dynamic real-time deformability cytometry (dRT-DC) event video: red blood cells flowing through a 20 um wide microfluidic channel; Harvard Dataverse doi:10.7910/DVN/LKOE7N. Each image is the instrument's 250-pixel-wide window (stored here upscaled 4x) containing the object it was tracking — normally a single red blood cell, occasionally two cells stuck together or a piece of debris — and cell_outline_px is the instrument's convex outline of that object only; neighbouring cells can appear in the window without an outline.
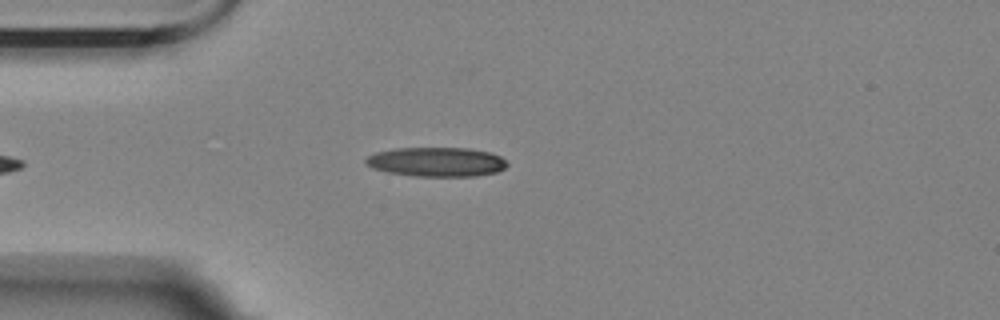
{"species": "Egyptian fruit bat (a non-hibernating species)", "species_latin": "Rousettus aegyptiacus", "temperature_condition": "room temperature", "stored_images_in_passage": 36, "camera_frame_rate_fps": 3000, "um_per_image_px": 0.085, "animal": {"sex": "female"}, "frame": {"image": 1, "passage_image": 2, "time_ms": 0.333, "image_size_px": [1000, 320], "cell_outline_px": [[508, 164], [504, 168], [496, 172], [476, 176], [416, 176], [388, 172], [372, 168], [364, 160], [368, 156], [376, 152], [392, 148], [468, 148], [492, 152], [500, 156]], "centroid_in_image_um": [37.11, 13.75], "position_along_channel_um": 47.9, "area_um2": 24.16}}
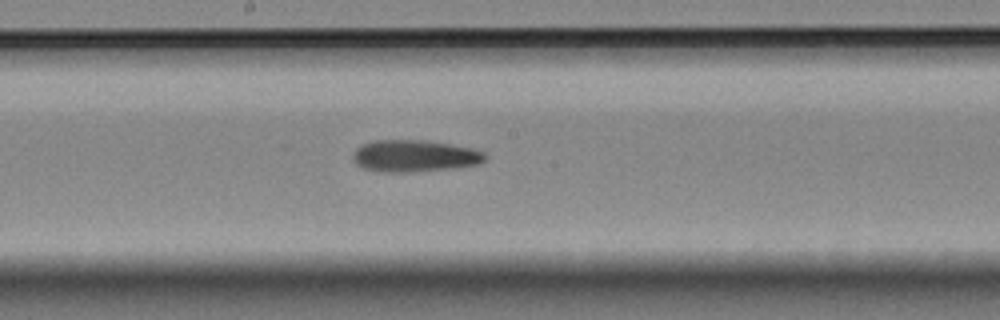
{"frame": {"image": 2, "passage_image": 17, "time_ms": 5.333, "image_size_px": [1000, 320], "cell_outline_px": [[488, 156], [484, 160], [476, 164], [456, 168], [408, 172], [384, 172], [364, 168], [356, 164], [352, 156], [356, 148], [360, 144], [372, 140], [424, 140], [472, 148], [484, 152]], "centroid_in_image_um": [35.21, 13.25], "position_along_channel_um": 213.0, "area_um2": 24.57}}
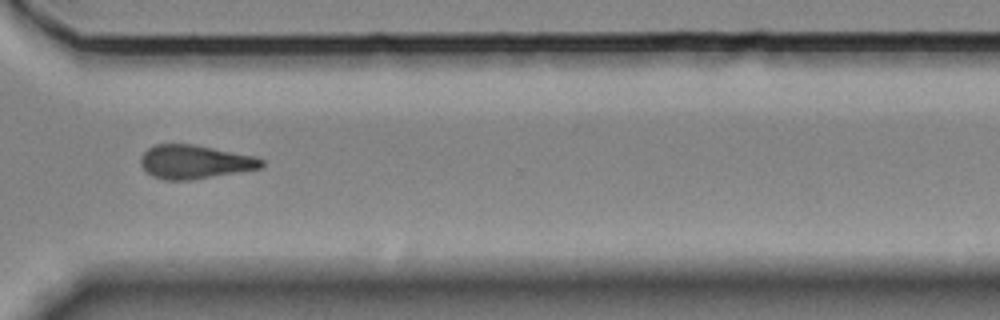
{"frame": {"image": 3, "passage_image": 29, "time_ms": 9.333, "image_size_px": [1000, 320], "cell_outline_px": [[264, 168], [188, 180], [164, 180], [152, 176], [140, 164], [140, 156], [148, 148], [156, 144], [192, 144], [256, 156], [264, 160]], "centroid_in_image_um": [16.57, 13.76], "position_along_channel_um": 354.0, "area_um2": 23.76}, "authors_computed_cell_mechanics": {"area_um2": 23.9292, "velocity_mm_per_s": 3.5266, "shape_relaxation_time_tau1_ms": null, "shape_relaxation_time_tau2_ms": 3.7916, "deformation_change_tau1": null, "deformation_change_tau2": 0.1313}}